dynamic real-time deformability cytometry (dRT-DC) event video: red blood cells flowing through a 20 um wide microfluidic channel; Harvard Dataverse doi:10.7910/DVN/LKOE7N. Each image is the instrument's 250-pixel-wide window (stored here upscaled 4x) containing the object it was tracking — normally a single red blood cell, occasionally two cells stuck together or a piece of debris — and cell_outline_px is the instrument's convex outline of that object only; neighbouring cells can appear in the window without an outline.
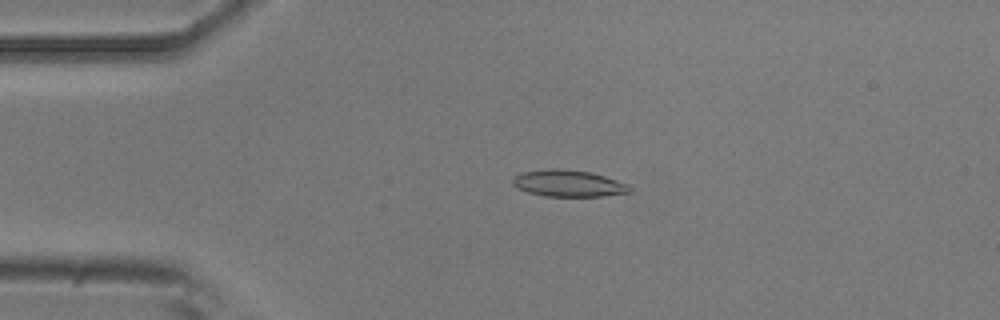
{"species": "common noctule bat (a hibernating species)", "species_latin": "Nyctalus noctula", "temperature_condition": "room temperature", "stored_images_in_passage": 44, "camera_frame_rate_fps": 3000, "um_per_image_px": 0.085, "animal": {"sex": "male", "body_mass_g": 20.5, "forearm_length_mm": 52.5}, "frame": {"image": 1, "passage_image": 4, "time_ms": 1.0, "image_size_px": [1000, 320], "cell_outline_px": [[632, 188], [628, 192], [604, 196], [544, 196], [528, 192], [516, 188], [512, 184], [512, 176], [524, 172], [548, 168], [564, 168], [588, 172], [604, 176], [628, 184]], "centroid_in_image_um": [48.26, 15.58], "position_along_channel_um": 36.7, "area_um2": 18.21}}
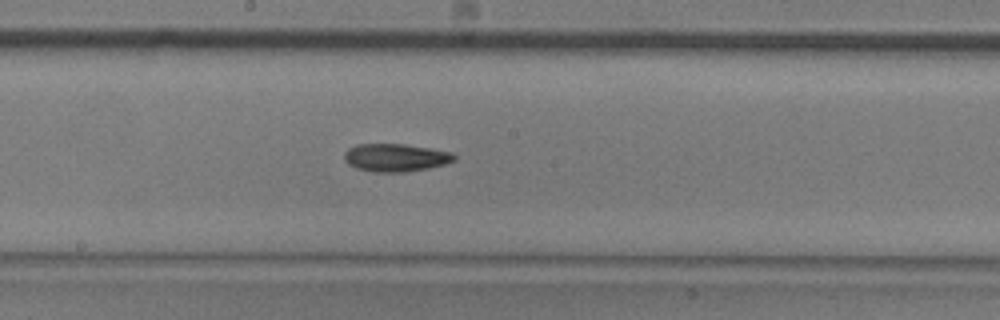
{"frame": {"image": 2, "passage_image": 20, "time_ms": 6.333, "image_size_px": [1000, 320], "cell_outline_px": [[456, 160], [444, 164], [428, 168], [404, 172], [376, 172], [356, 168], [348, 164], [344, 160], [344, 152], [348, 148], [356, 144], [404, 144], [452, 152], [456, 156]], "centroid_in_image_um": [33.6, 13.39], "position_along_channel_um": 214.6, "area_um2": 17.86}}
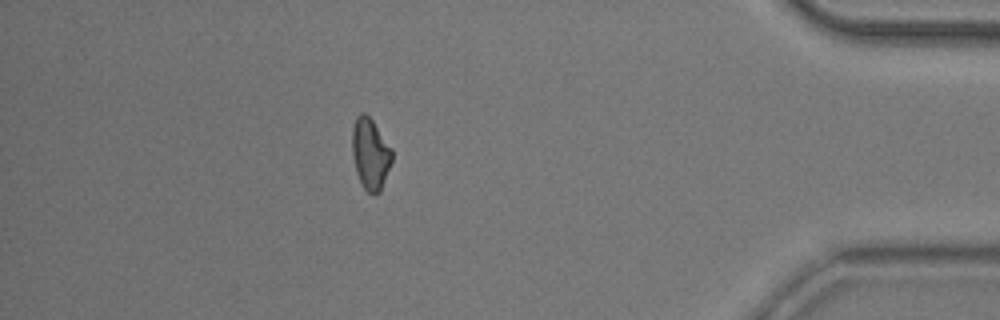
{"frame": {"image": 3, "passage_image": 38, "time_ms": 12.333, "image_size_px": [1000, 320], "cell_outline_px": [[392, 160], [380, 192], [368, 192], [364, 188], [356, 172], [352, 152], [352, 128], [356, 116], [360, 112], [364, 112], [372, 120], [392, 148]], "centroid_in_image_um": [31.47, 13.03], "position_along_channel_um": 403.7, "area_um2": 16.36}, "authors_computed_cell_mechanics": {"area_um2": 17.1666, "velocity_mm_per_s": 3.9151, "shape_relaxation_time_tau1_ms": 7.5149, "shape_relaxation_time_tau2_ms": null, "deformation_change_tau1": 0.164, "deformation_change_tau2": null}}